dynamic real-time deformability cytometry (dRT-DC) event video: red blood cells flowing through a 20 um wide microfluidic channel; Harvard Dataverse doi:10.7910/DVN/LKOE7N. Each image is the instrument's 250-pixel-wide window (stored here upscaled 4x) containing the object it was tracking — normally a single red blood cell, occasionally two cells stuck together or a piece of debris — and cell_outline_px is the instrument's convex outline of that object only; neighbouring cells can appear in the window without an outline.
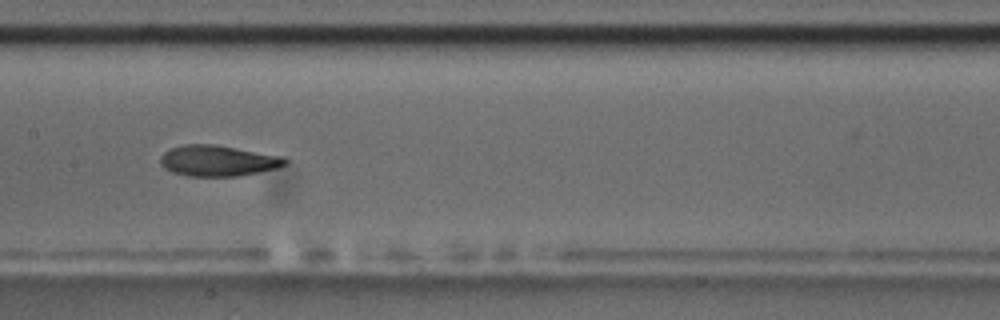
{"species": "common noctule bat (a hibernating species)", "species_latin": "Nyctalus noctula", "temperature_condition": "room temperature", "stored_images_in_passage": 8, "camera_frame_rate_fps": 3000, "um_per_image_px": 0.085, "animal": {"sex": "male", "body_mass_g": 17.5, "forearm_length_mm": 52.3}, "frame": {"image": 1, "passage_image": 5, "time_ms": 4.667, "image_size_px": [1000, 320], "cell_outline_px": [[288, 164], [276, 168], [260, 172], [240, 176], [188, 176], [172, 172], [164, 168], [160, 164], [160, 156], [168, 148], [184, 144], [216, 144], [280, 156], [288, 160]], "centroid_in_image_um": [18.49, 13.66], "position_along_channel_um": 188.9, "area_um2": 22.6}}